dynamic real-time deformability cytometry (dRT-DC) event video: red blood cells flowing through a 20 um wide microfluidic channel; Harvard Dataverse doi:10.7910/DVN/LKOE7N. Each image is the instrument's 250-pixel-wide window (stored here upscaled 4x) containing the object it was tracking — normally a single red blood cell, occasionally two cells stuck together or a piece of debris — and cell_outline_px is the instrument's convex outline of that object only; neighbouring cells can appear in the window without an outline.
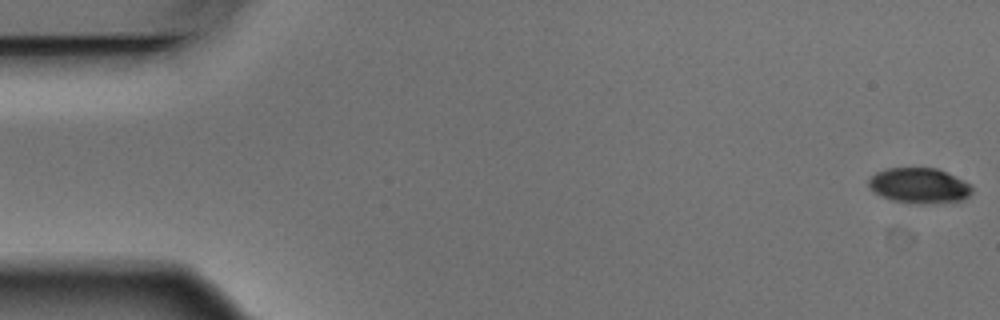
{"species": "Egyptian fruit bat (a non-hibernating species)", "species_latin": "Rousettus aegyptiacus", "temperature_condition": "warm", "stored_images_in_passage": 7, "camera_frame_rate_fps": 3000, "um_per_image_px": 0.085, "animal": {"sex": "male"}, "frame": {"image": 1, "passage_image": 1, "time_ms": 0.0, "image_size_px": [1000, 320], "cell_outline_px": [[972, 192], [964, 200], [920, 204], [892, 200], [880, 196], [868, 184], [868, 180], [876, 172], [884, 168], [936, 168], [972, 184]], "centroid_in_image_um": [78.14, 15.77], "position_along_channel_um": 6.9, "area_um2": 21.15}}
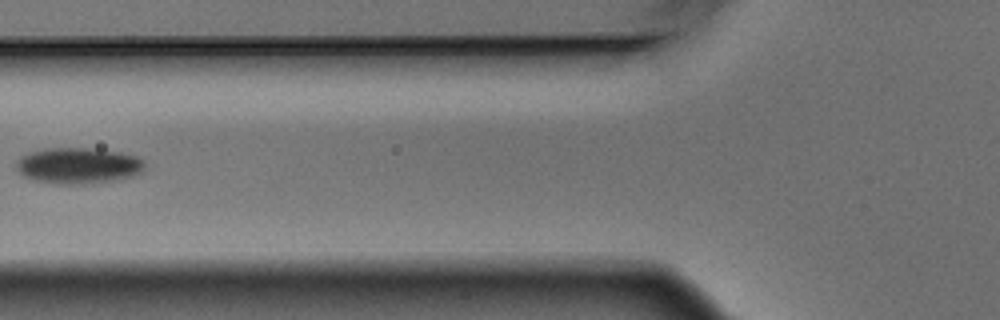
{"frame": {"image": 2, "passage_image": 6, "time_ms": 1.667, "image_size_px": [1000, 320], "cell_outline_px": [[144, 172], [136, 176], [116, 180], [92, 184], [52, 184], [32, 180], [24, 176], [16, 168], [16, 160], [20, 156], [32, 152], [48, 148], [88, 148], [120, 152], [136, 156], [144, 160]], "centroid_in_image_um": [6.68, 14.1], "position_along_channel_um": 119.1, "area_um2": 27.4}}
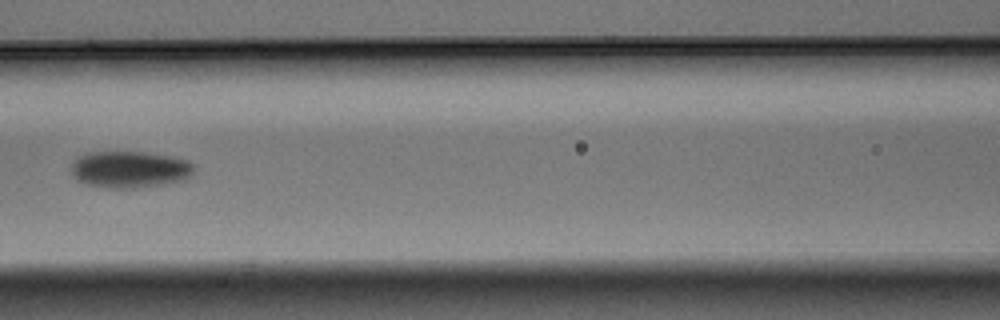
{"frame": {"image": 3, "passage_image": 7, "time_ms": 2.0, "image_size_px": [1000, 320], "cell_outline_px": [[192, 172], [184, 180], [164, 184], [132, 188], [108, 188], [88, 184], [76, 180], [72, 176], [72, 160], [76, 156], [88, 152], [144, 152], [172, 156], [188, 160], [192, 164]], "centroid_in_image_um": [10.97, 14.39], "position_along_channel_um": 155.6, "area_um2": 26.36}}